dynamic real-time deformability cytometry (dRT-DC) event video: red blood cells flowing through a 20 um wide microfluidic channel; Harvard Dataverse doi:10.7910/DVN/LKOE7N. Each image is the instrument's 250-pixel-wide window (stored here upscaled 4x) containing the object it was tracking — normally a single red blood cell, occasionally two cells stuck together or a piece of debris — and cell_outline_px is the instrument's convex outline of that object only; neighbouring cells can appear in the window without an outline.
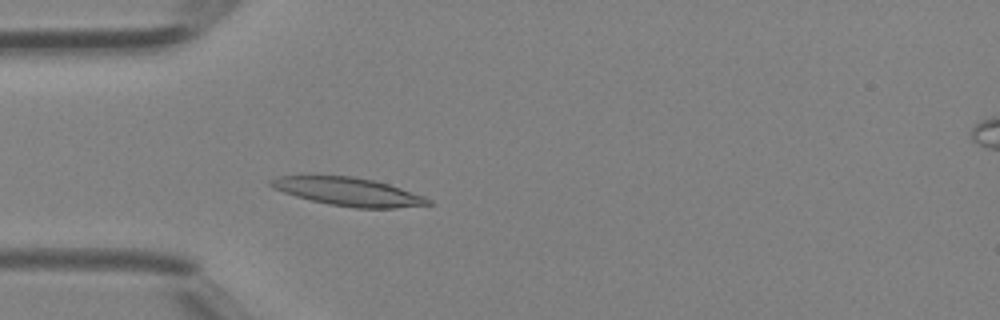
{"species": "Egyptian fruit bat (a non-hibernating species)", "species_latin": "Rousettus aegyptiacus", "temperature_condition": "room temperature", "stored_images_in_passage": 38, "camera_frame_rate_fps": 3000, "um_per_image_px": 0.085, "animal": {"sex": "female"}, "frame": {"image": 1, "passage_image": 8, "time_ms": 2.333, "image_size_px": [1000, 320], "cell_outline_px": [[432, 204], [396, 208], [356, 208], [328, 204], [296, 196], [272, 188], [268, 184], [268, 180], [280, 176], [352, 176], [372, 180], [388, 184], [424, 196], [432, 200]], "centroid_in_image_um": [29.6, 16.3], "position_along_channel_um": 55.4, "area_um2": 25.66}}
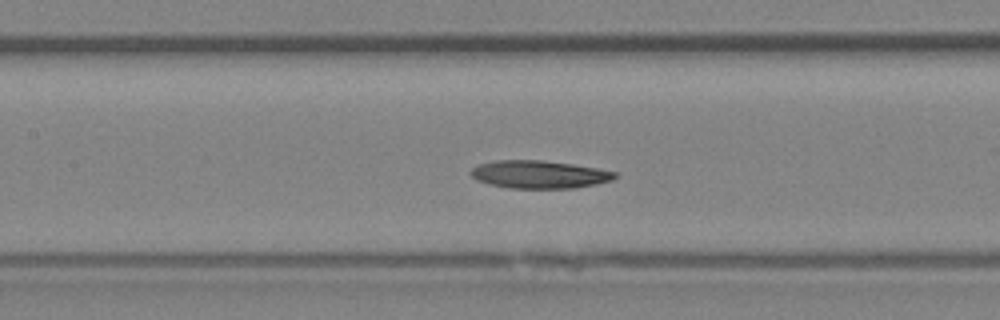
{"frame": {"image": 2, "passage_image": 15, "time_ms": 4.667, "image_size_px": [1000, 320], "cell_outline_px": [[616, 176], [612, 180], [596, 184], [576, 188], [508, 188], [488, 184], [476, 180], [468, 172], [472, 168], [480, 164], [496, 160], [540, 160], [572, 164], [596, 168], [616, 172]], "centroid_in_image_um": [45.8, 14.83], "position_along_channel_um": 161.6, "area_um2": 23.35}}
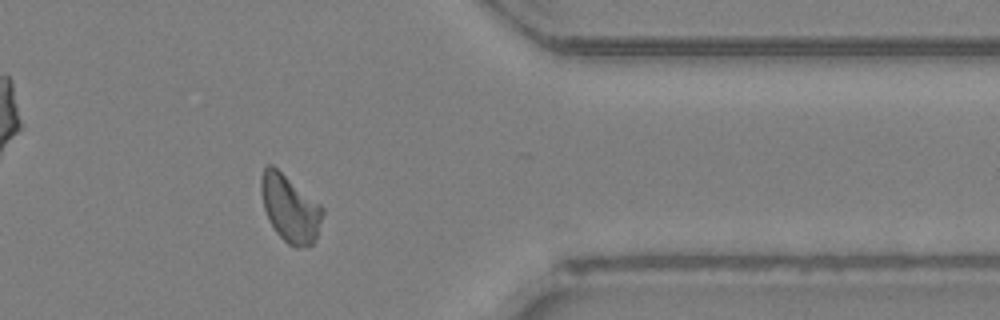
{"frame": {"image": 3, "passage_image": 30, "time_ms": 9.667, "image_size_px": [1000, 320], "cell_outline_px": [[324, 212], [316, 236], [312, 244], [300, 248], [296, 248], [288, 244], [276, 232], [268, 220], [264, 208], [260, 192], [260, 176], [264, 168], [268, 164], [272, 164], [320, 204], [324, 208]], "centroid_in_image_um": [24.62, 17.7], "position_along_channel_um": 386.8, "area_um2": 23.99}}